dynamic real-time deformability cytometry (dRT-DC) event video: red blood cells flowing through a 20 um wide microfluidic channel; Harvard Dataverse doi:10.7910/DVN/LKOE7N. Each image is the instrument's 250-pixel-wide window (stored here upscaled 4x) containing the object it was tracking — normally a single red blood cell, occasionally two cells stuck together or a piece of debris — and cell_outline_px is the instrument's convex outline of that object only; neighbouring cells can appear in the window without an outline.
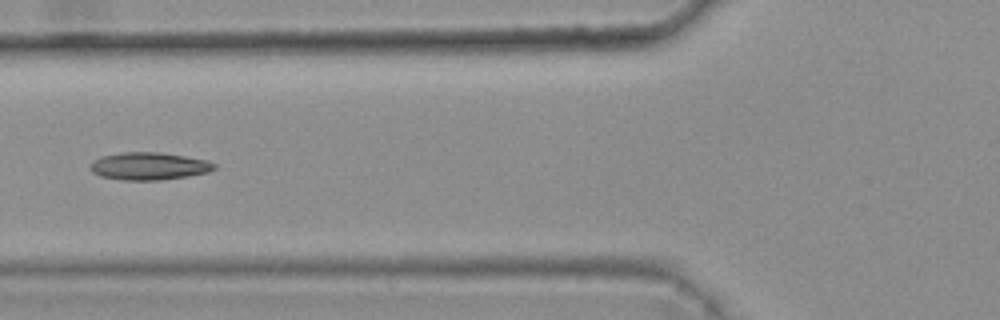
{"species": "common noctule bat (a hibernating species)", "species_latin": "Nyctalus noctula", "temperature_condition": "warm", "stored_images_in_passage": 6, "camera_frame_rate_fps": 3000, "um_per_image_px": 0.085, "animal": {"sex": "female", "body_mass_g": 25.1}, "frame": {"image": 1, "passage_image": 6, "time_ms": 1.667, "image_size_px": [1000, 320], "cell_outline_px": [[216, 168], [208, 172], [188, 176], [160, 180], [124, 180], [100, 176], [92, 172], [88, 168], [92, 160], [100, 156], [124, 152], [160, 152], [208, 160], [216, 164]], "centroid_in_image_um": [12.63, 14.12], "position_along_channel_um": 113.2, "area_um2": 20.06}}